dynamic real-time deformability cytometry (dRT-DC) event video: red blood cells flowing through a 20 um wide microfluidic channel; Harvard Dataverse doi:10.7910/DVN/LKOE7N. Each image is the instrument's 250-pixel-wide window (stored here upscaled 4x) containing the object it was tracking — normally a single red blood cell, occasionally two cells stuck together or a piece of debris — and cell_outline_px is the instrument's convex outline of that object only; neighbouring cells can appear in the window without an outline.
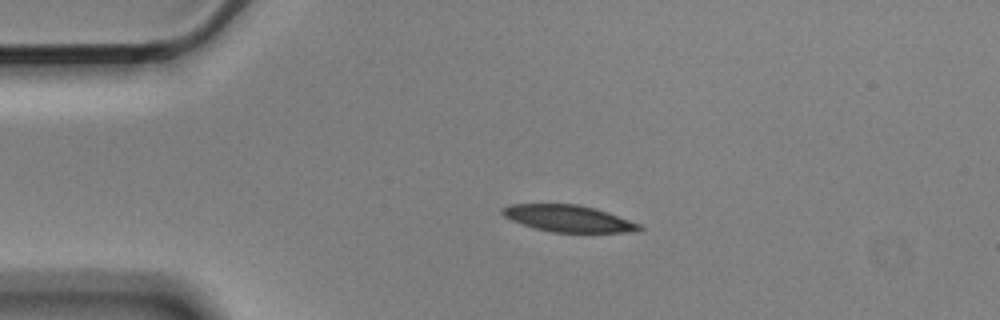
{"species": "Egyptian fruit bat (a non-hibernating species)", "species_latin": "Rousettus aegyptiacus", "temperature_condition": "cold", "stored_images_in_passage": 3, "camera_frame_rate_fps": 3000, "um_per_image_px": 0.085, "animal": {"sex": "male"}, "frame": {"image": 1, "passage_image": 2, "time_ms": 0.333, "image_size_px": [1000, 320], "cell_outline_px": [[644, 228], [640, 232], [552, 232], [536, 228], [512, 220], [504, 216], [500, 212], [500, 208], [508, 204], [576, 204], [596, 208], [608, 212], [640, 224]], "centroid_in_image_um": [48.33, 18.56], "position_along_channel_um": 36.7, "area_um2": 21.33}}